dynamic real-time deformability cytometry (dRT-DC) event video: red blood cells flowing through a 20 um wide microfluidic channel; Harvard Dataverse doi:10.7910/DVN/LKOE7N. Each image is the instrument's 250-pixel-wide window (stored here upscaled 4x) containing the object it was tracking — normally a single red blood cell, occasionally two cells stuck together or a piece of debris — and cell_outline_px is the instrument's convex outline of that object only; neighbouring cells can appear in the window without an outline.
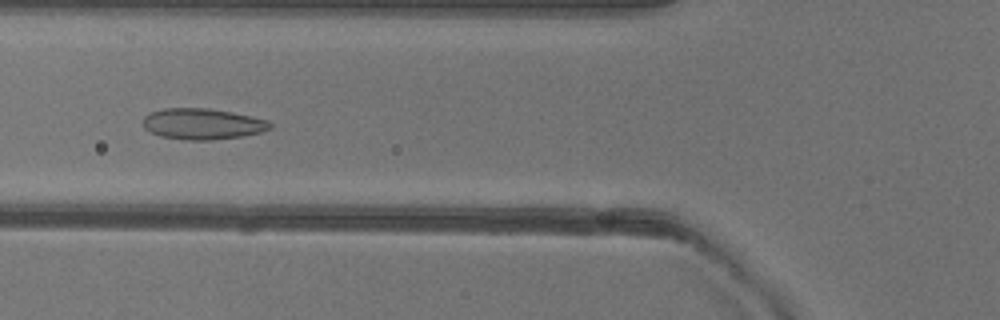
{"species": "common noctule bat (a hibernating species)", "species_latin": "Nyctalus noctula", "temperature_condition": "warm", "stored_images_in_passage": 40, "camera_frame_rate_fps": 3000, "um_per_image_px": 0.085, "animal": {"sex": "female"}, "frame": {"image": 1, "passage_image": 10, "time_ms": 3.0, "image_size_px": [1000, 320], "cell_outline_px": [[272, 128], [260, 132], [244, 136], [212, 140], [184, 140], [160, 136], [148, 132], [144, 128], [144, 116], [148, 112], [164, 108], [208, 108], [232, 112], [268, 120], [272, 124]], "centroid_in_image_um": [17.19, 10.53], "position_along_channel_um": 108.6, "area_um2": 23.18}}
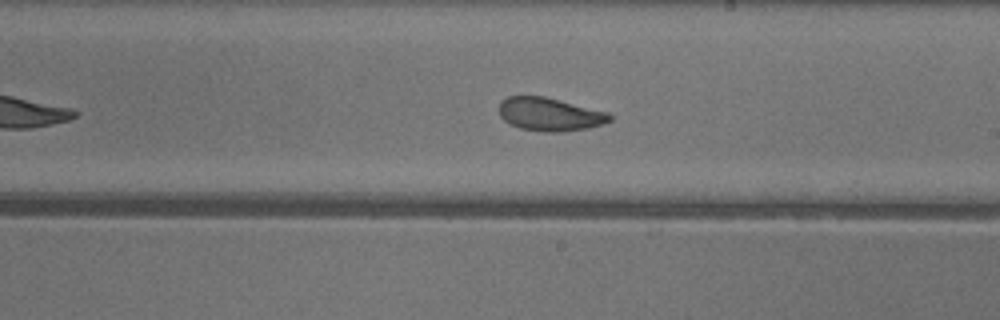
{"frame": {"image": 2, "passage_image": 20, "time_ms": 6.333, "image_size_px": [1000, 320], "cell_outline_px": [[612, 120], [604, 124], [588, 128], [564, 132], [544, 132], [520, 128], [504, 120], [500, 116], [500, 100], [508, 96], [544, 96], [608, 112], [612, 116]], "centroid_in_image_um": [46.75, 9.72], "position_along_channel_um": 242.2, "area_um2": 21.5}}
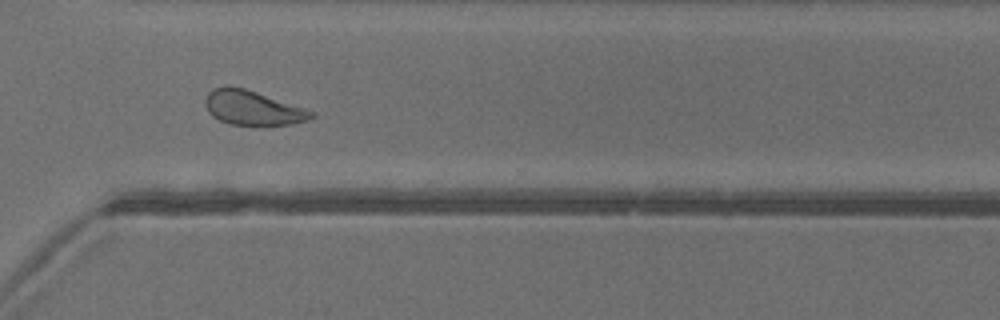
{"frame": {"image": 3, "passage_image": 28, "time_ms": 9.0, "image_size_px": [1000, 320], "cell_outline_px": [[316, 116], [308, 120], [292, 124], [228, 124], [212, 116], [208, 112], [204, 104], [204, 100], [208, 92], [212, 88], [244, 88], [316, 112]], "centroid_in_image_um": [21.47, 9.18], "position_along_channel_um": 349.1, "area_um2": 20.81}, "authors_computed_cell_mechanics": {"area_um2": 22.1085, "velocity_mm_per_s": 4.0109, "shape_relaxation_time_tau1_ms": 4.4463, "shape_relaxation_time_tau2_ms": 2.0071, "deformation_change_tau1": 0.1323, "deformation_change_tau2": 0.0725}}